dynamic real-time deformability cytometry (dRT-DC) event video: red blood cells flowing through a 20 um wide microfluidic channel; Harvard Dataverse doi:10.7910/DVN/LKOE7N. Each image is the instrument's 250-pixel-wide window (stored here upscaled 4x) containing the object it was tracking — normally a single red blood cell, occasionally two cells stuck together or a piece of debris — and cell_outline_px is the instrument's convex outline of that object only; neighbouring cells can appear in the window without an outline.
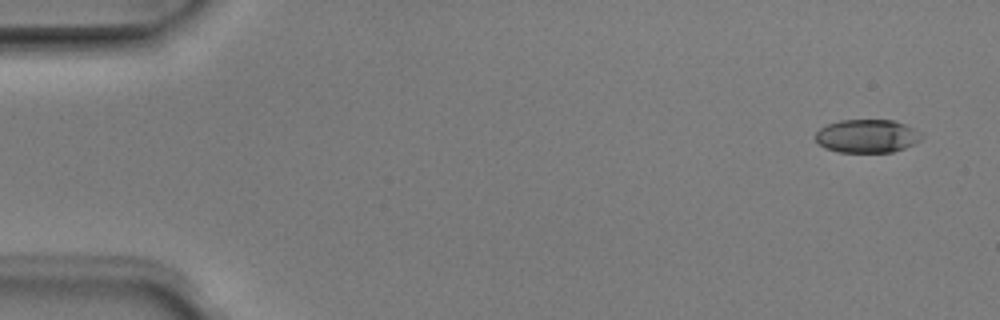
{"species": "Egyptian fruit bat (a non-hibernating species)", "species_latin": "Rousettus aegyptiacus", "temperature_condition": "room temperature", "stored_images_in_passage": 5, "camera_frame_rate_fps": 3000, "um_per_image_px": 0.085, "animal": {"sex": "male"}, "frame": {"image": 1, "passage_image": 1, "time_ms": 0.0, "image_size_px": [1000, 320], "cell_outline_px": [[924, 136], [920, 140], [904, 148], [892, 152], [836, 152], [824, 148], [816, 140], [816, 132], [820, 128], [828, 124], [840, 120], [892, 120], [904, 124], [924, 132]], "centroid_in_image_um": [73.72, 11.57], "position_along_channel_um": 11.3, "area_um2": 20.69}}
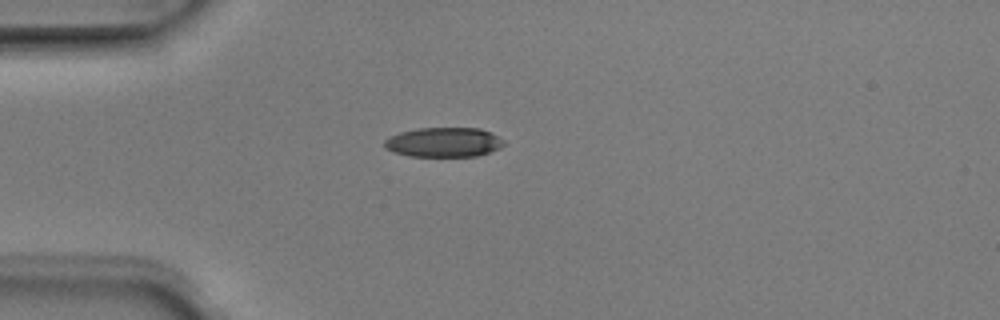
{"frame": {"image": 2, "passage_image": 4, "time_ms": 1.0, "image_size_px": [1000, 320], "cell_outline_px": [[504, 144], [500, 148], [476, 156], [408, 156], [384, 148], [384, 140], [388, 136], [400, 132], [416, 128], [480, 128], [492, 132], [504, 140]], "centroid_in_image_um": [37.71, 12.08], "position_along_channel_um": 47.3, "area_um2": 20.69}}